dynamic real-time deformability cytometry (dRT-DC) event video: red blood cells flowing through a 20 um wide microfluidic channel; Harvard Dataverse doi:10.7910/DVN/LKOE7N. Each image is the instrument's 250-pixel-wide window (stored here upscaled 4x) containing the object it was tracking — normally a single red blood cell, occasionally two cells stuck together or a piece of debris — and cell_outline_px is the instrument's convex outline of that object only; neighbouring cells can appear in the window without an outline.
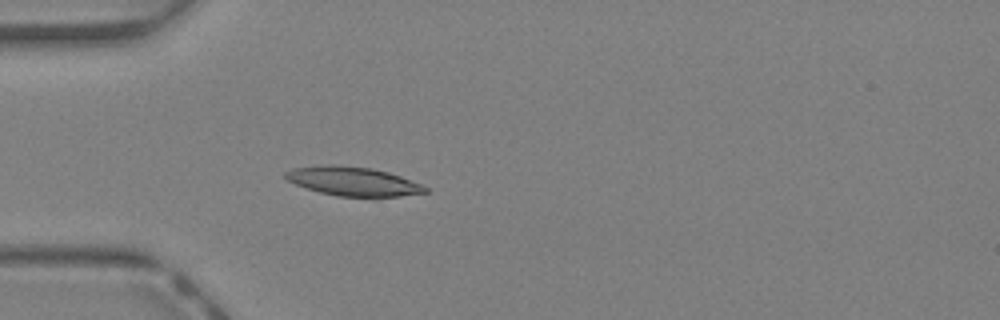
{"species": "Egyptian fruit bat (a non-hibernating species)", "species_latin": "Rousettus aegyptiacus", "temperature_condition": "warm", "stored_images_in_passage": 26, "camera_frame_rate_fps": 3000, "um_per_image_px": 0.085, "animal": {"sex": "female"}, "frame": {"image": 1, "passage_image": 14, "time_ms": 4.333, "image_size_px": [1000, 320], "cell_outline_px": [[428, 192], [376, 200], [336, 196], [320, 192], [296, 184], [288, 180], [284, 176], [284, 172], [292, 168], [320, 164], [332, 164], [372, 168], [388, 172], [424, 184], [428, 188]], "centroid_in_image_um": [30.08, 15.45], "position_along_channel_um": 54.9, "area_um2": 24.62}}
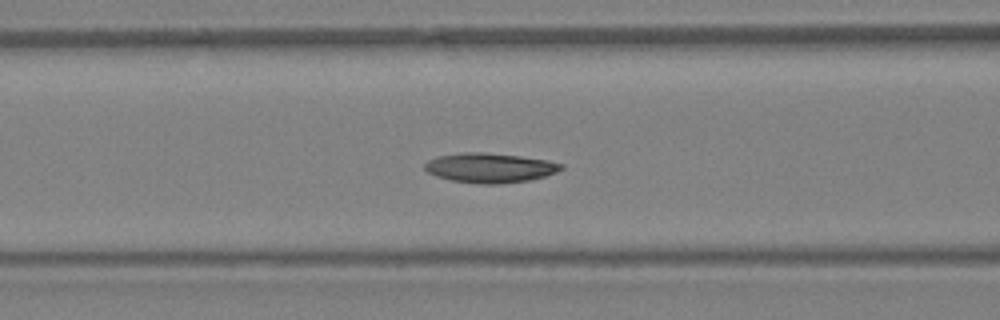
{"frame": {"image": 2, "passage_image": 19, "time_ms": 6.0, "image_size_px": [1000, 320], "cell_outline_px": [[564, 168], [556, 172], [544, 176], [528, 180], [500, 184], [480, 184], [452, 180], [436, 176], [428, 172], [424, 168], [424, 164], [428, 160], [436, 156], [464, 152], [484, 152], [520, 156], [548, 160], [564, 164]], "centroid_in_image_um": [41.63, 14.26], "position_along_channel_um": 125.0, "area_um2": 23.58}}
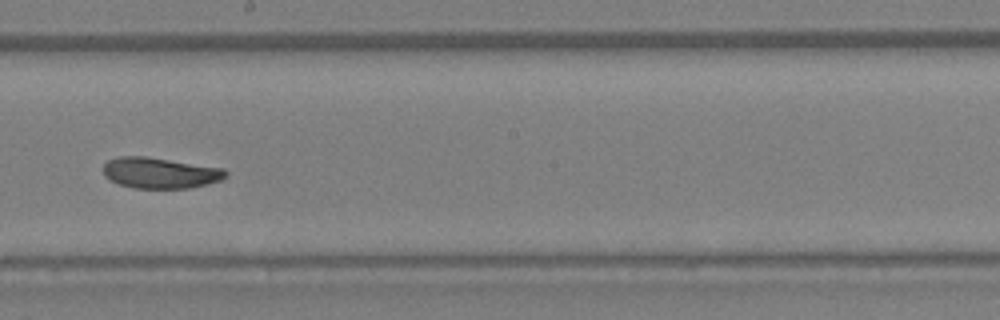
{"frame": {"image": 3, "passage_image": 26, "time_ms": 8.333, "image_size_px": [1000, 320], "cell_outline_px": [[228, 176], [224, 180], [208, 184], [188, 188], [132, 188], [120, 184], [104, 176], [104, 164], [108, 160], [120, 156], [144, 156], [224, 168], [228, 172]], "centroid_in_image_um": [13.66, 14.7], "position_along_channel_um": 234.5, "area_um2": 22.08}}